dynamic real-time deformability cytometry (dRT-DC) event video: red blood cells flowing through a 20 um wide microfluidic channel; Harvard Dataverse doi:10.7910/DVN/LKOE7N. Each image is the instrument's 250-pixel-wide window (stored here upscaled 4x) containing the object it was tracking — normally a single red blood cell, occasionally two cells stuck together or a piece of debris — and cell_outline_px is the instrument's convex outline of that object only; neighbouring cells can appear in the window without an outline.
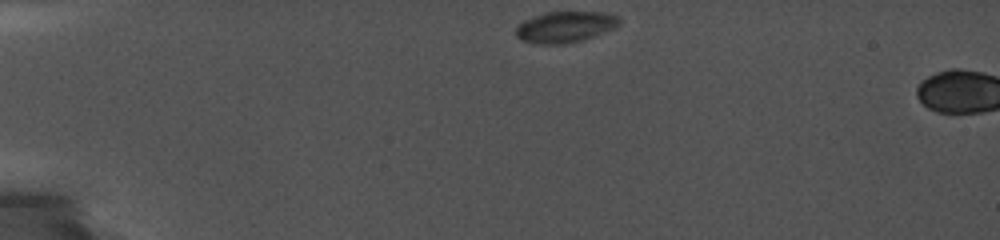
{"species": "common noctule bat (a hibernating species)", "species_latin": "Nyctalus noctula", "temperature_condition": "cold", "stored_images_in_passage": 4, "camera_frame_rate_fps": 5000, "um_per_image_px": 0.085, "animal": {"sex": "female", "body_mass_g": 19.0, "forearm_length_mm": 56.7}, "frame": {"image": 1, "passage_image": 1, "time_ms": 0.0, "image_size_px": [1000, 240], "cell_outline_px": [[620, 24], [604, 32], [584, 40], [564, 44], [540, 44], [520, 40], [516, 36], [516, 28], [524, 20], [544, 12], [604, 12], [616, 16], [620, 20]], "centroid_in_image_um": [48.02, 2.29], "position_along_channel_um": 37.0, "area_um2": 18.67}}